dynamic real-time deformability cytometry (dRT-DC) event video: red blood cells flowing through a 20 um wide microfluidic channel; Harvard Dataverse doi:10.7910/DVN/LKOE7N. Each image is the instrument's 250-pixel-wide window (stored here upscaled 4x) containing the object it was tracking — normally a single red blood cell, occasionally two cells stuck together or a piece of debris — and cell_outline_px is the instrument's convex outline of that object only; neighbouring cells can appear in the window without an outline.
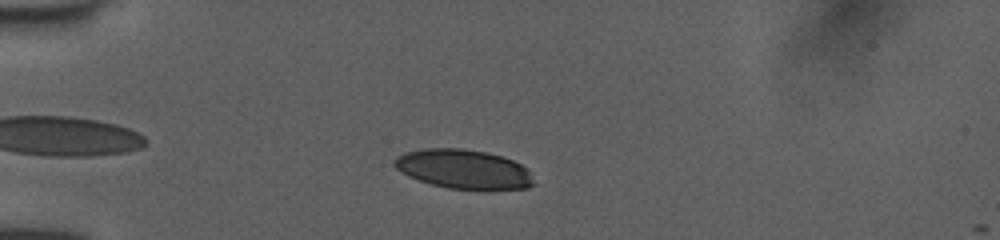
{"species": "human", "species_latin": "Homo sapiens", "temperature_condition": "room temperature", "stored_images_in_passage": 44, "camera_frame_rate_fps": 3000, "um_per_image_px": 0.085, "donor": {"sex": "female"}, "frame": {"image": 1, "passage_image": 7, "time_ms": 2.0, "image_size_px": [1000, 240], "cell_outline_px": [[536, 184], [528, 188], [448, 188], [432, 184], [408, 176], [400, 172], [392, 164], [392, 160], [396, 156], [404, 152], [424, 148], [460, 148], [484, 152], [500, 156], [512, 160], [528, 168]], "centroid_in_image_um": [39.36, 14.35], "position_along_channel_um": 45.6, "area_um2": 31.62}}
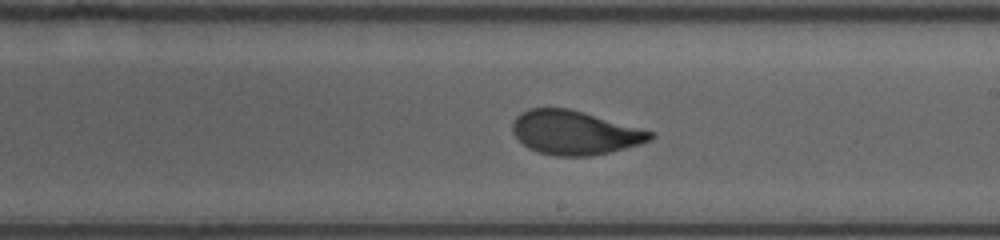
{"frame": {"image": 2, "passage_image": 24, "time_ms": 7.667, "image_size_px": [1000, 240], "cell_outline_px": [[656, 136], [648, 140], [636, 144], [608, 152], [592, 156], [552, 156], [536, 152], [528, 148], [512, 132], [512, 124], [516, 116], [520, 112], [528, 108], [568, 108], [652, 132]], "centroid_in_image_um": [48.75, 11.28], "position_along_channel_um": 240.2, "area_um2": 34.74}}
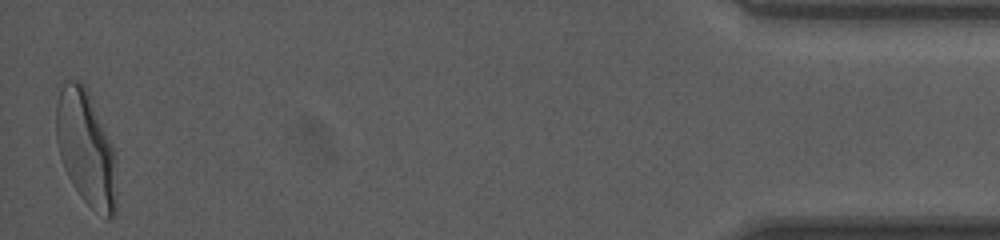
{"frame": {"image": 3, "passage_image": 44, "time_ms": 14.333, "image_size_px": [1000, 240], "cell_outline_px": [[116, 212], [108, 220], [92, 208], [80, 196], [68, 176], [60, 156], [56, 140], [56, 104], [60, 88], [68, 80], [80, 80], [84, 84], [88, 92], [112, 144], [116, 156]], "centroid_in_image_um": [7.32, 12.61], "position_along_channel_um": 427.9, "area_um2": 40.46}, "authors_computed_cell_mechanics": {"area_um2": 35.4603, "velocity_mm_per_s": 4.0259, "shape_relaxation_time_tau1_ms": 3.8662, "shape_relaxation_time_tau2_ms": 0.8187, "deformation_change_tau1": 0.16, "deformation_change_tau2": 0.0553}}